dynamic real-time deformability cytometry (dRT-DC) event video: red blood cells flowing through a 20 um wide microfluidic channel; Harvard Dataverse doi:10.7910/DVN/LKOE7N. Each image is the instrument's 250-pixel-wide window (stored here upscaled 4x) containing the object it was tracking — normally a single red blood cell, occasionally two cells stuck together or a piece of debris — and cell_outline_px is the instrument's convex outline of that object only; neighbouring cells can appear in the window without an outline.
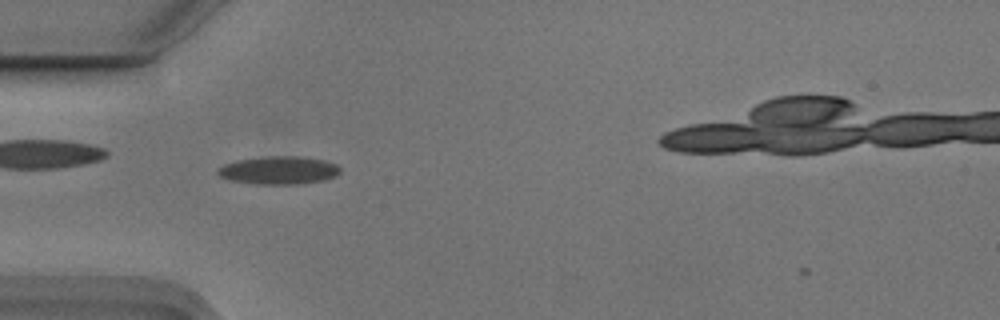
{"species": "Egyptian fruit bat (a non-hibernating species)", "species_latin": "Rousettus aegyptiacus", "temperature_condition": "cold", "stored_images_in_passage": 35, "camera_frame_rate_fps": 3000, "um_per_image_px": 0.085, "animal": {"sex": "male"}, "frame": {"image": 1, "passage_image": 2, "time_ms": 0.333, "image_size_px": [1000, 320], "cell_outline_px": [[340, 172], [336, 176], [324, 180], [300, 184], [256, 184], [232, 180], [220, 176], [216, 172], [216, 168], [224, 164], [236, 160], [268, 156], [300, 156], [324, 160], [336, 164], [340, 168]], "centroid_in_image_um": [23.7, 14.47], "position_along_channel_um": 61.3, "area_um2": 20.06}}
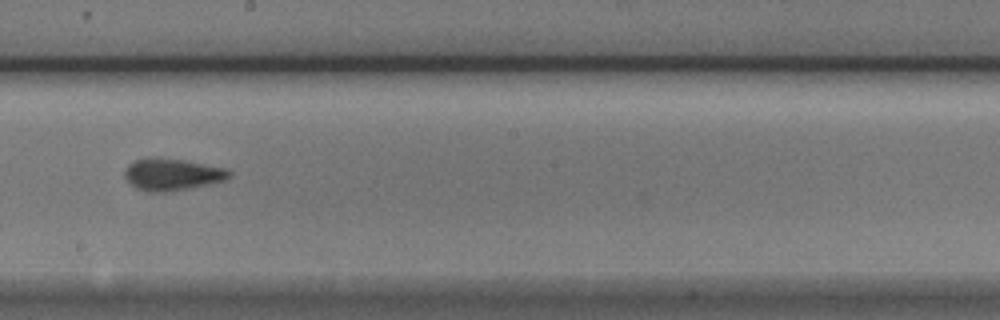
{"frame": {"image": 2, "passage_image": 16, "time_ms": 5.0, "image_size_px": [1000, 320], "cell_outline_px": [[232, 172], [224, 180], [192, 188], [168, 192], [144, 192], [136, 188], [124, 176], [124, 172], [128, 164], [136, 160], [184, 160], [228, 168]], "centroid_in_image_um": [14.66, 14.87], "position_along_channel_um": 233.5, "area_um2": 18.96}}